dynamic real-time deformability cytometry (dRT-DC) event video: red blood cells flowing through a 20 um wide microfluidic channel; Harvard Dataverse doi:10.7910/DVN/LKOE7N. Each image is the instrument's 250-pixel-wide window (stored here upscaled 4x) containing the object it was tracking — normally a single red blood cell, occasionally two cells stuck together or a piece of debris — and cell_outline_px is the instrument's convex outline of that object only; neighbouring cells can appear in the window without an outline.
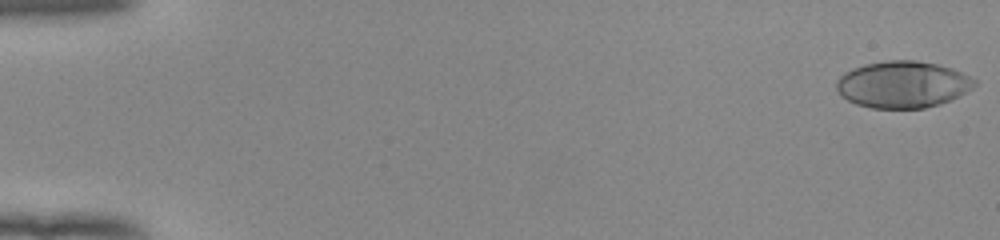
{"species": "human", "species_latin": "Homo sapiens", "temperature_condition": "room temperature", "stored_images_in_passage": 54, "segment_of_instrument_passage": [1, 2], "camera_frame_rate_fps": 3000, "um_per_image_px": 0.085, "donor": {"sex": "female"}, "frame": {"image": 1, "passage_image": 1, "time_ms": 0.0, "image_size_px": [1000, 240], "cell_outline_px": [[976, 84], [972, 88], [960, 96], [940, 104], [924, 108], [872, 108], [856, 104], [840, 96], [836, 88], [836, 80], [844, 72], [852, 68], [864, 64], [888, 60], [916, 60], [936, 64], [952, 68], [976, 80]], "centroid_in_image_um": [76.7, 7.18], "position_along_channel_um": 8.3, "area_um2": 37.74}}
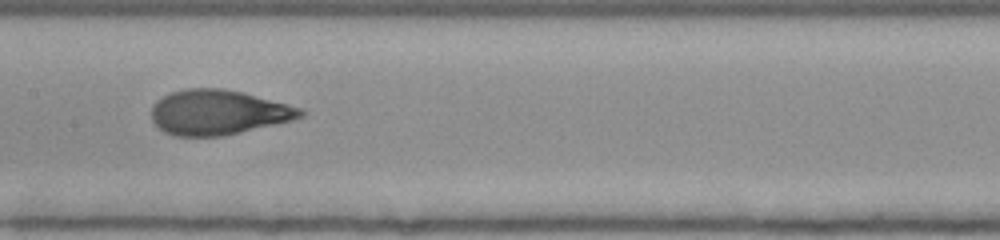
{"frame": {"image": 2, "passage_image": 28, "time_ms": 9.0, "image_size_px": [1000, 240], "cell_outline_px": [[308, 112], [304, 116], [292, 120], [240, 132], [220, 136], [176, 136], [164, 132], [152, 120], [152, 104], [156, 100], [172, 92], [188, 88], [220, 88], [240, 92], [304, 108]], "centroid_in_image_um": [18.56, 9.55], "position_along_channel_um": 188.8, "area_um2": 38.78}}
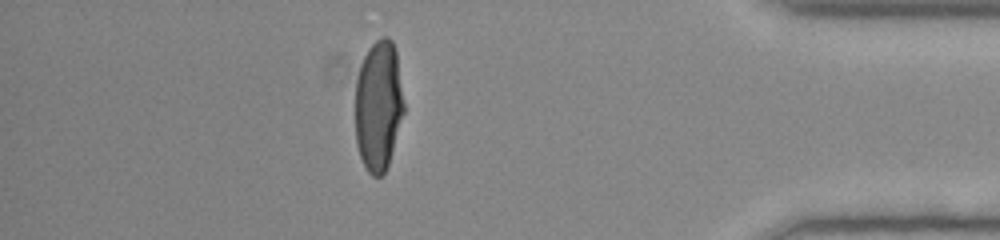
{"frame": {"image": 3, "passage_image": 47, "time_ms": 15.333, "image_size_px": [1000, 240], "cell_outline_px": [[404, 112], [388, 164], [384, 172], [380, 176], [372, 176], [368, 172], [360, 156], [356, 144], [356, 80], [360, 64], [368, 48], [376, 40], [384, 36], [388, 36], [392, 40], [396, 48], [404, 104]], "centroid_in_image_um": [32.17, 8.94], "position_along_channel_um": 403.0, "area_um2": 36.99}}